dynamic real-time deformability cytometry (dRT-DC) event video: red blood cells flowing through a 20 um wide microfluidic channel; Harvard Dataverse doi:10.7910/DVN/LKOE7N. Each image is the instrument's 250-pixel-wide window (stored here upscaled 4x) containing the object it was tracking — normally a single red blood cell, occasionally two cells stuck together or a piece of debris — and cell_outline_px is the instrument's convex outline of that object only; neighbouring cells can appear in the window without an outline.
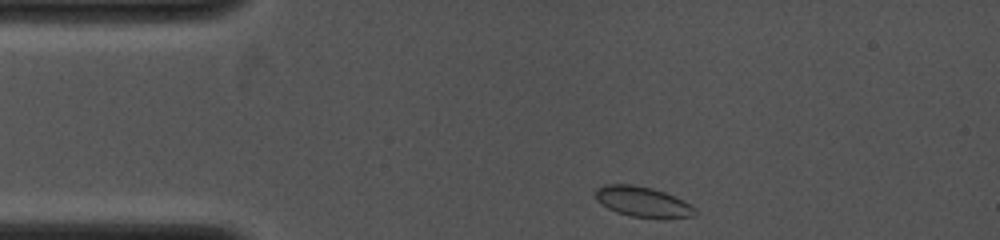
{"species": "common noctule bat (a hibernating species)", "species_latin": "Nyctalus noctula", "temperature_condition": "cold", "stored_images_in_passage": 33, "camera_frame_rate_fps": 4000, "um_per_image_px": 0.085, "animal": {"sex": "female", "body_mass_g": 19.0, "forearm_length_mm": 53.3}, "frame": {"image": 1, "passage_image": 1, "time_ms": 0.0, "image_size_px": [1000, 240], "cell_outline_px": [[696, 216], [632, 216], [616, 212], [600, 204], [596, 200], [596, 188], [604, 184], [632, 184], [652, 188], [664, 192], [684, 200], [696, 208]], "centroid_in_image_um": [54.58, 17.11], "position_along_channel_um": 30.4, "area_um2": 17.17}}
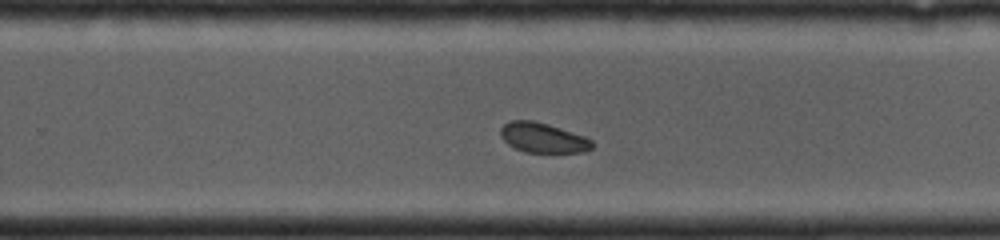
{"frame": {"image": 2, "passage_image": 19, "time_ms": 6.75, "image_size_px": [1000, 240], "cell_outline_px": [[592, 148], [584, 152], [524, 152], [508, 144], [500, 136], [500, 128], [504, 124], [512, 120], [532, 120], [548, 124], [588, 136], [592, 140]], "centroid_in_image_um": [46.17, 11.7], "position_along_channel_um": 283.6, "area_um2": 16.07}}
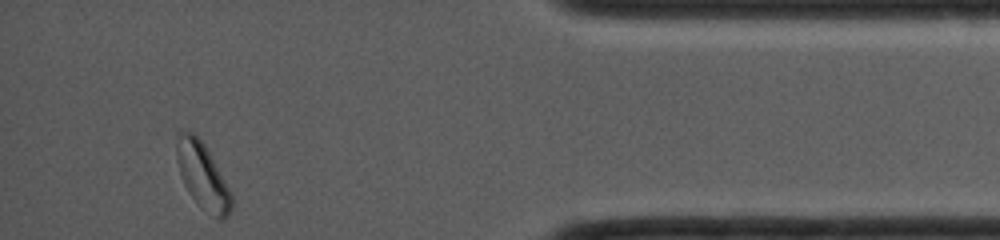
{"frame": {"image": 3, "passage_image": 33, "time_ms": 10.5, "image_size_px": [1000, 240], "cell_outline_px": [[232, 208], [228, 216], [224, 220], [220, 220], [212, 216], [188, 192], [180, 176], [176, 156], [176, 144], [180, 132], [192, 132], [204, 144], [232, 192]], "centroid_in_image_um": [17.24, 14.98], "position_along_channel_um": 418.0, "area_um2": 20.81}}